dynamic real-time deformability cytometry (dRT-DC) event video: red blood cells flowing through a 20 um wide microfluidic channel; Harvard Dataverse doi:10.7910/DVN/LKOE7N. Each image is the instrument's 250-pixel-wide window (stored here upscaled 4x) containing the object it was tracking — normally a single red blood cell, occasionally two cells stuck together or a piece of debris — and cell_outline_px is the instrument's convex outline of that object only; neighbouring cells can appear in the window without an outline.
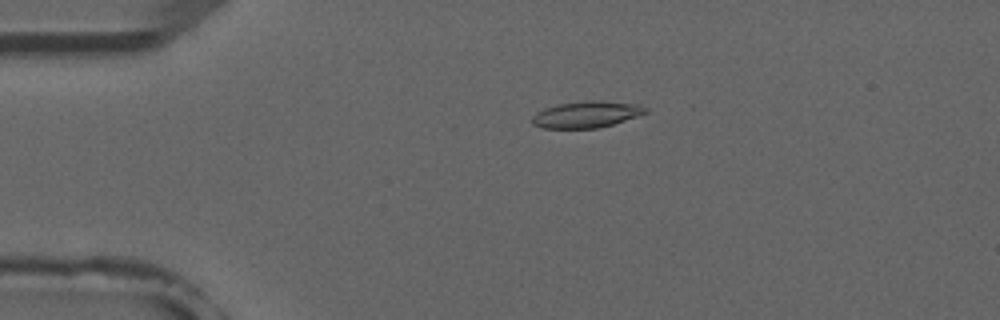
{"species": "common noctule bat (a hibernating species)", "species_latin": "Nyctalus noctula", "temperature_condition": "room temperature", "stored_images_in_passage": 52, "camera_frame_rate_fps": 3000, "um_per_image_px": 0.085, "animal": {"sex": "male", "forearm_length_mm": 52.5}, "frame": {"image": 1, "passage_image": 11, "time_ms": 3.333, "image_size_px": [1000, 320], "cell_outline_px": [[648, 112], [612, 124], [596, 128], [544, 128], [532, 124], [532, 116], [536, 112], [544, 108], [556, 104], [592, 100], [600, 100], [640, 104], [648, 108]], "centroid_in_image_um": [49.84, 9.71], "position_along_channel_um": 35.2, "area_um2": 17.51}}
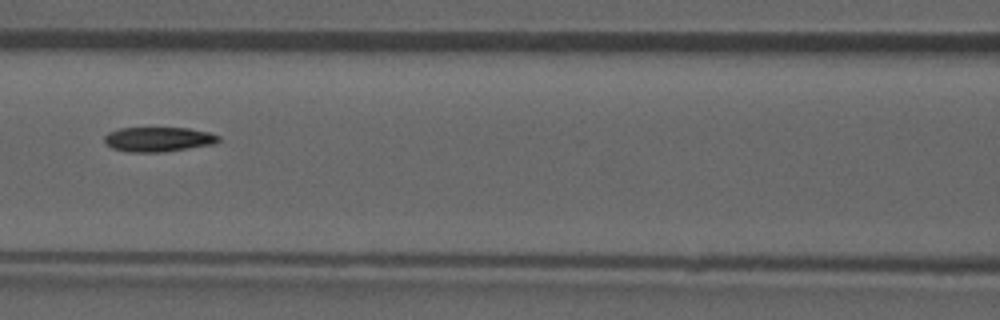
{"frame": {"image": 2, "passage_image": 23, "time_ms": 7.333, "image_size_px": [1000, 320], "cell_outline_px": [[220, 140], [216, 144], [164, 152], [128, 152], [112, 148], [104, 144], [104, 136], [108, 132], [120, 128], [188, 128], [208, 132], [220, 136]], "centroid_in_image_um": [13.45, 11.85], "position_along_channel_um": 153.2, "area_um2": 16.59}}
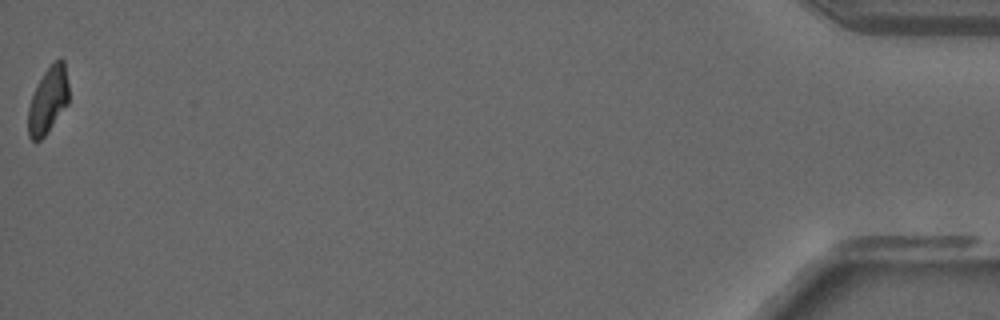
{"frame": {"image": 3, "passage_image": 52, "time_ms": 17.0, "image_size_px": [1000, 320], "cell_outline_px": [[68, 104], [48, 132], [40, 140], [32, 140], [28, 136], [28, 108], [32, 96], [44, 72], [56, 60], [64, 60], [68, 84]], "centroid_in_image_um": [4.09, 8.56], "position_along_channel_um": 431.1, "area_um2": 15.49}, "authors_computed_cell_mechanics": {"area_um2": 17.0799, "velocity_mm_per_s": 3.9329, "shape_relaxation_time_tau1_ms": null, "shape_relaxation_time_tau2_ms": 8.4648, "deformation_change_tau1": null, "deformation_change_tau2": 0.1375}}